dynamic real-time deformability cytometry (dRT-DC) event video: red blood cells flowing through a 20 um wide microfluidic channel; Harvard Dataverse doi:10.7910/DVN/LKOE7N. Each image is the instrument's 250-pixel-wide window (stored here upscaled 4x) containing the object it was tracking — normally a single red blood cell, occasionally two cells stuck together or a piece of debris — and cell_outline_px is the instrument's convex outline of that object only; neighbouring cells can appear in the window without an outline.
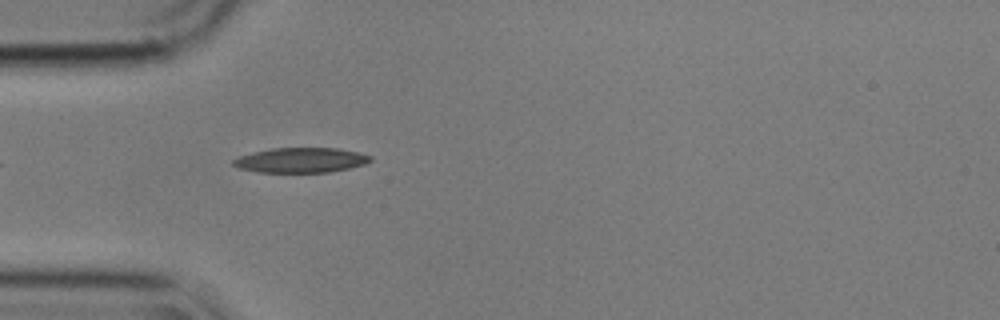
{"species": "common noctule bat (a hibernating species)", "species_latin": "Nyctalus noctula", "temperature_condition": "cold", "stored_images_in_passage": 4, "camera_frame_rate_fps": 3000, "um_per_image_px": 0.085, "animal": {"sex": "male", "body_mass_g": 17.9}, "frame": {"image": 1, "passage_image": 1, "time_ms": 0.0, "image_size_px": [1000, 320], "cell_outline_px": [[372, 160], [364, 164], [348, 168], [328, 172], [256, 172], [240, 168], [232, 164], [232, 160], [240, 156], [252, 152], [272, 148], [336, 148], [356, 152], [372, 156]], "centroid_in_image_um": [25.55, 13.61], "position_along_channel_um": 59.5, "area_um2": 19.77}}